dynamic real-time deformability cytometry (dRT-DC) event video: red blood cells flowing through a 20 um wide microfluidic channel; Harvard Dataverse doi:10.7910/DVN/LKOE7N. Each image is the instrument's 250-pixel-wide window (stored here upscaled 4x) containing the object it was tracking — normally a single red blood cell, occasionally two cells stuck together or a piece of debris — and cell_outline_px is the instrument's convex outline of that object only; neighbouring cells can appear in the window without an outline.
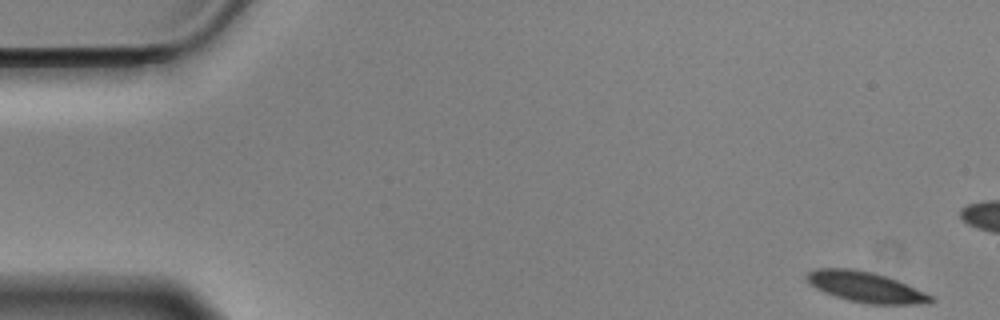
{"species": "Egyptian fruit bat (a non-hibernating species)", "species_latin": "Rousettus aegyptiacus", "temperature_condition": "cold", "stored_images_in_passage": 57, "camera_frame_rate_fps": 3000, "um_per_image_px": 0.085, "animal": {"sex": "male"}, "frame": {"image": 1, "passage_image": 1, "time_ms": 0.0, "image_size_px": [1000, 320], "cell_outline_px": [[936, 300], [928, 304], [868, 304], [848, 300], [824, 292], [816, 288], [808, 280], [808, 272], [816, 268], [852, 268], [872, 272], [896, 280], [924, 292], [932, 296]], "centroid_in_image_um": [73.61, 24.4], "position_along_channel_um": 11.4, "area_um2": 21.73}}
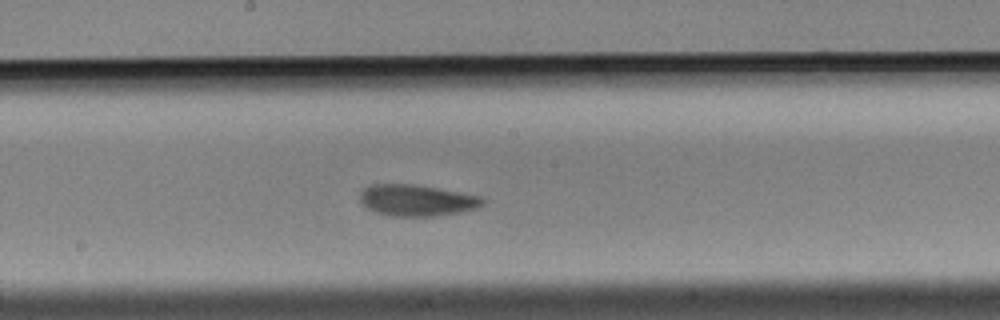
{"frame": {"image": 2, "passage_image": 29, "time_ms": 9.333, "image_size_px": [1000, 320], "cell_outline_px": [[484, 204], [476, 208], [460, 212], [432, 216], [392, 216], [376, 212], [368, 208], [360, 200], [360, 192], [364, 188], [372, 184], [416, 184], [480, 196], [484, 200]], "centroid_in_image_um": [35.41, 17.02], "position_along_channel_um": 212.8, "area_um2": 22.25}}
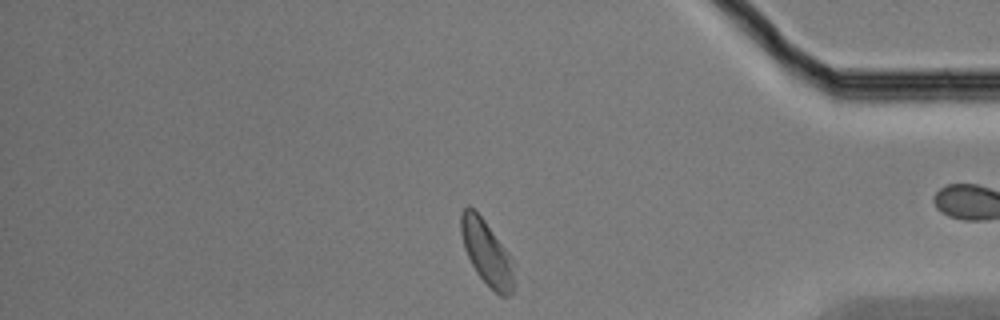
{"frame": {"image": 3, "passage_image": 47, "time_ms": 15.333, "image_size_px": [1000, 320], "cell_outline_px": [[516, 284], [512, 292], [508, 296], [500, 296], [476, 272], [464, 248], [460, 232], [460, 216], [464, 208], [468, 204], [484, 220], [508, 252], [516, 264]], "centroid_in_image_um": [41.42, 21.51], "position_along_channel_um": 393.8, "area_um2": 20.23}, "authors_computed_cell_mechanics": {"area_um2": 21.7906, "velocity_mm_per_s": 3.472, "shape_relaxation_time_tau1_ms": 3.5489, "shape_relaxation_time_tau2_ms": 5.4868, "deformation_change_tau1": 0.1294, "deformation_change_tau2": 0.1226}}